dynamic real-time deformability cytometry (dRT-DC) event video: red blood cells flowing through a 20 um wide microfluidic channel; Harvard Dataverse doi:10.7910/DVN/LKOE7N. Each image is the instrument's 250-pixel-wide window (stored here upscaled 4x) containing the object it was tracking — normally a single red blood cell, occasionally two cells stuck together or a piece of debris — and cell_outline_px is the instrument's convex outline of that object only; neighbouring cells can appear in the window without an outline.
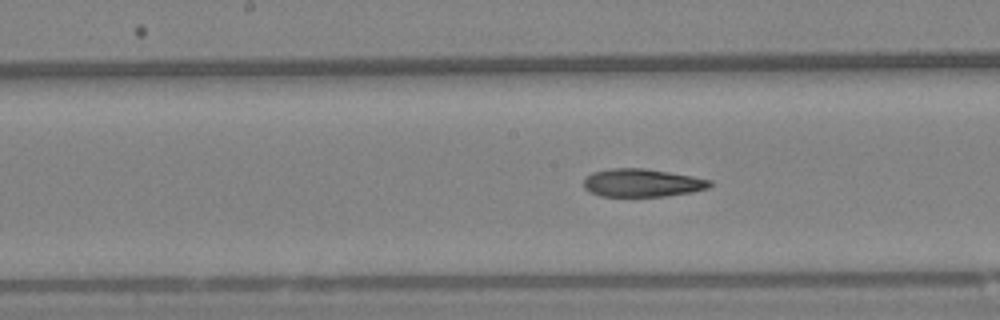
{"species": "Egyptian fruit bat (a non-hibernating species)", "species_latin": "Rousettus aegyptiacus", "temperature_condition": "warm", "stored_images_in_passage": 18, "camera_frame_rate_fps": 3000, "um_per_image_px": 0.085, "animal": {"sex": "female"}, "frame": {"image": 1, "passage_image": 13, "time_ms": 4.0, "image_size_px": [1000, 320], "cell_outline_px": [[712, 184], [708, 188], [692, 192], [664, 196], [600, 196], [584, 188], [584, 180], [592, 172], [612, 168], [644, 168], [692, 176], [712, 180]], "centroid_in_image_um": [54.59, 15.54], "position_along_channel_um": 193.6, "area_um2": 20.46}}